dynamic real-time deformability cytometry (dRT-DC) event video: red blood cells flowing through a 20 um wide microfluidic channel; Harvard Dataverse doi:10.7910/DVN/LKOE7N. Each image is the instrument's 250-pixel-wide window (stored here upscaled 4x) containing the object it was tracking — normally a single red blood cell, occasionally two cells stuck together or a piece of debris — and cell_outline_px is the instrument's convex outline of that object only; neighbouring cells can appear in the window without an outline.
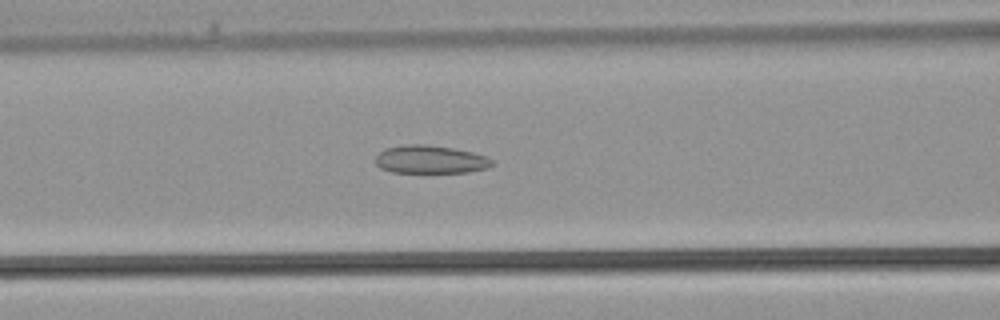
{"species": "common noctule bat (a hibernating species)", "species_latin": "Nyctalus noctula", "temperature_condition": "warm", "stored_images_in_passage": 29, "camera_frame_rate_fps": 3000, "um_per_image_px": 0.085, "animal": {"sex": "male", "body_mass_g": 21.5, "forearm_length_mm": 52.0}, "frame": {"image": 1, "passage_image": 7, "time_ms": 2.0, "image_size_px": [1000, 320], "cell_outline_px": [[496, 164], [488, 168], [468, 172], [392, 172], [380, 168], [376, 164], [376, 156], [384, 148], [404, 144], [428, 144], [452, 148], [472, 152], [496, 160]], "centroid_in_image_um": [36.6, 13.55], "position_along_channel_um": 130.0, "area_um2": 19.25}}
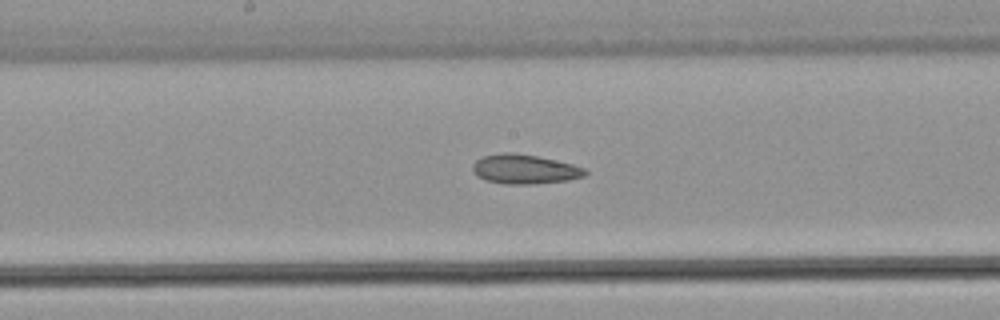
{"frame": {"image": 2, "passage_image": 11, "time_ms": 3.333, "image_size_px": [1000, 320], "cell_outline_px": [[588, 172], [584, 176], [568, 180], [532, 184], [504, 184], [484, 180], [476, 176], [472, 172], [472, 164], [476, 160], [484, 156], [504, 152], [508, 152], [536, 156], [556, 160], [572, 164], [584, 168]], "centroid_in_image_um": [44.55, 14.39], "position_along_channel_um": 203.6, "area_um2": 19.31}}
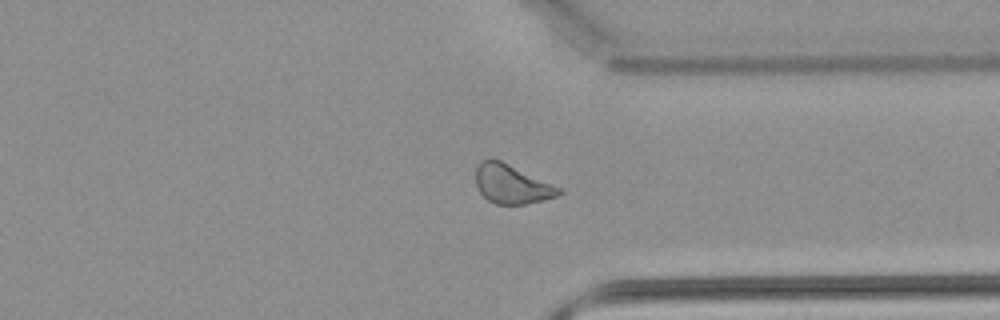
{"frame": {"image": 3, "passage_image": 20, "time_ms": 6.333, "image_size_px": [1000, 320], "cell_outline_px": [[564, 192], [556, 196], [544, 200], [524, 204], [496, 204], [488, 200], [480, 192], [476, 184], [476, 168], [480, 160], [500, 160], [560, 188]], "centroid_in_image_um": [43.48, 15.67], "position_along_channel_um": 367.9, "area_um2": 18.5}}